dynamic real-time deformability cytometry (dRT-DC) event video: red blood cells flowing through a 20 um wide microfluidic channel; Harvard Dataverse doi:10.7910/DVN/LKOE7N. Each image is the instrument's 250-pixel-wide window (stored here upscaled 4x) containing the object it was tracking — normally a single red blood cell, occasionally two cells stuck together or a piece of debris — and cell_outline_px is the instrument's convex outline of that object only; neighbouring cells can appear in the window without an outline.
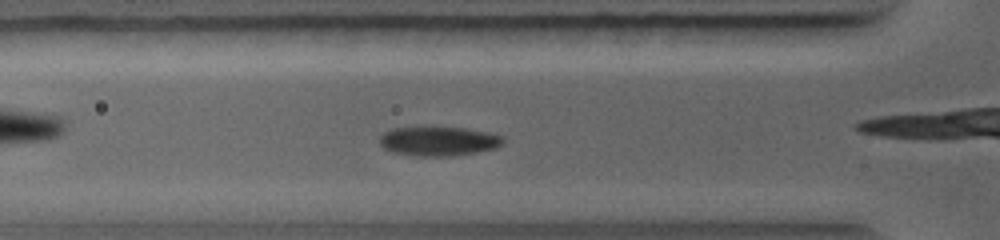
{"species": "common noctule bat (a hibernating species)", "species_latin": "Nyctalus noctula", "temperature_condition": "warm", "stored_images_in_passage": 33, "camera_frame_rate_fps": 5000, "um_per_image_px": 0.085, "animal": {"sex": "female", "body_mass_g": 19.0, "forearm_length_mm": 56.7}, "frame": {"image": 1, "passage_image": 10, "time_ms": 2.6, "image_size_px": [1000, 240], "cell_outline_px": [[504, 140], [496, 148], [476, 152], [448, 156], [412, 156], [392, 152], [384, 148], [380, 144], [380, 136], [384, 132], [392, 128], [464, 128], [504, 136]], "centroid_in_image_um": [37.24, 12.01], "position_along_channel_um": 88.6, "area_um2": 20.75}}